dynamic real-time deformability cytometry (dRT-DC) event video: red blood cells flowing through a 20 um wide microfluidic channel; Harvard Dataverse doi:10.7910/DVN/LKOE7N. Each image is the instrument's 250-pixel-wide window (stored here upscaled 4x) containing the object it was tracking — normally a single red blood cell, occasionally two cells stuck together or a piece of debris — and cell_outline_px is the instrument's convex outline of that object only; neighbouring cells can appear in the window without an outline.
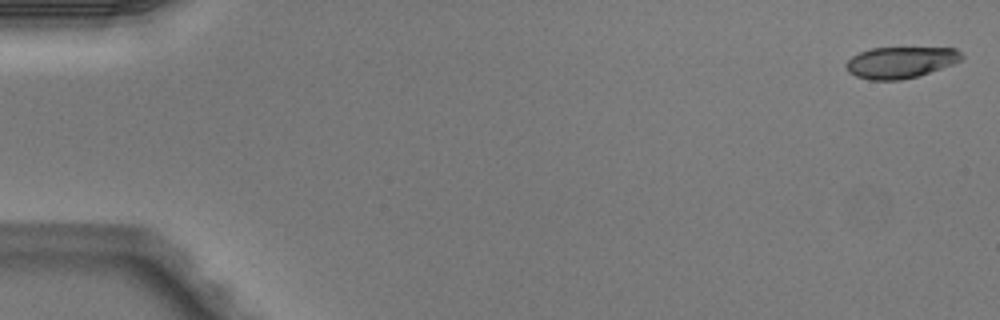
{"species": "Egyptian fruit bat (a non-hibernating species)", "species_latin": "Rousettus aegyptiacus", "temperature_condition": "warm", "stored_images_in_passage": 4, "camera_frame_rate_fps": 3000, "um_per_image_px": 0.085, "animal": {"sex": "male"}, "frame": {"image": 1, "passage_image": 1, "time_ms": 0.0, "image_size_px": [1000, 320], "cell_outline_px": [[964, 56], [960, 60], [952, 64], [916, 76], [900, 80], [868, 80], [856, 76], [848, 72], [844, 64], [852, 56], [860, 52], [872, 48], [956, 48]], "centroid_in_image_um": [76.5, 5.3], "position_along_channel_um": 8.5, "area_um2": 20.92}}